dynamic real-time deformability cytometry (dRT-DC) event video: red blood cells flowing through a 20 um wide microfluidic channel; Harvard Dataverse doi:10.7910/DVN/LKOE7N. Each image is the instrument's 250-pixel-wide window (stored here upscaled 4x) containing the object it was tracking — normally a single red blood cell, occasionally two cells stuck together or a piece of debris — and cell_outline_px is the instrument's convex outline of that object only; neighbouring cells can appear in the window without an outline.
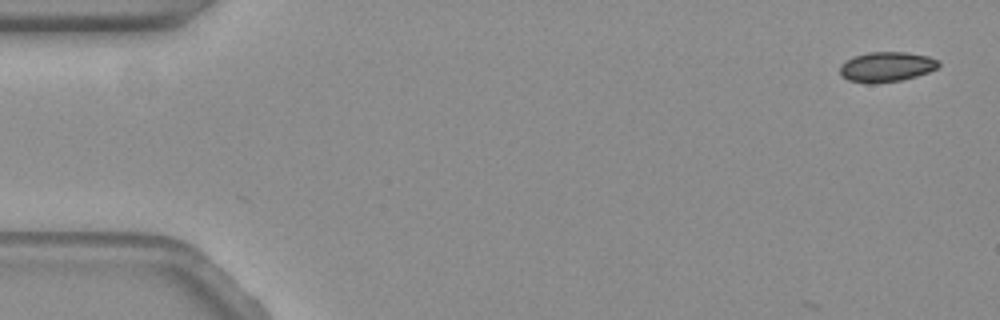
{"species": "common noctule bat (a hibernating species)", "species_latin": "Nyctalus noctula", "temperature_condition": "warm", "stored_images_in_passage": 7, "camera_frame_rate_fps": 3000, "um_per_image_px": 0.085, "animal": {"sex": "female", "body_mass_g": 19.3, "forearm_length_mm": 54.1}, "frame": {"image": 1, "passage_image": 1, "time_ms": 0.0, "image_size_px": [1000, 320], "cell_outline_px": [[940, 64], [936, 68], [928, 72], [916, 76], [900, 80], [876, 84], [868, 84], [848, 80], [840, 76], [840, 64], [844, 60], [852, 56], [868, 52], [904, 52], [928, 56], [940, 60]], "centroid_in_image_um": [75.3, 5.68], "position_along_channel_um": 9.7, "area_um2": 17.51}}